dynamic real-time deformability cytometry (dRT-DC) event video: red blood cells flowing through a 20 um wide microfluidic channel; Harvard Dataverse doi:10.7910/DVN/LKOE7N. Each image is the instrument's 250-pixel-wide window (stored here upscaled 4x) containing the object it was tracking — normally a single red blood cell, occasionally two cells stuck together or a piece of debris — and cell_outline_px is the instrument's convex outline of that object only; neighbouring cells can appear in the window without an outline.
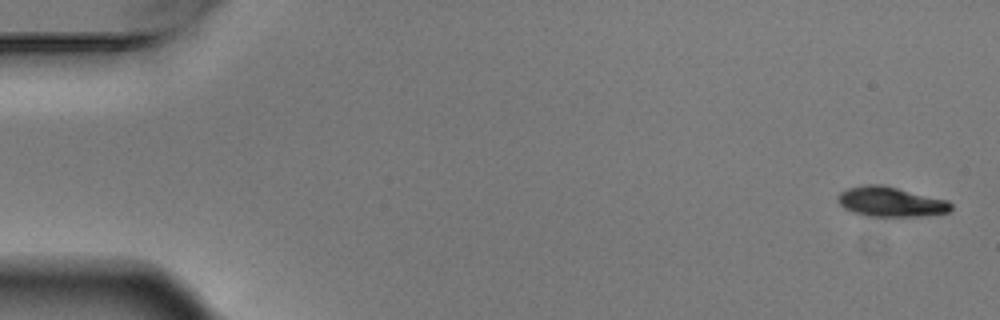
{"species": "Egyptian fruit bat (a non-hibernating species)", "species_latin": "Rousettus aegyptiacus", "temperature_condition": "warm", "stored_images_in_passage": 5, "camera_frame_rate_fps": 3000, "um_per_image_px": 0.085, "animal": {"sex": "male"}, "frame": {"image": 1, "passage_image": 1, "time_ms": 0.0, "image_size_px": [1000, 320], "cell_outline_px": [[952, 208], [948, 212], [924, 216], [868, 216], [852, 212], [844, 208], [840, 204], [836, 196], [840, 192], [848, 188], [864, 184], [880, 184], [948, 200], [952, 204]], "centroid_in_image_um": [75.69, 17.15], "position_along_channel_um": 9.3, "area_um2": 19.65}}
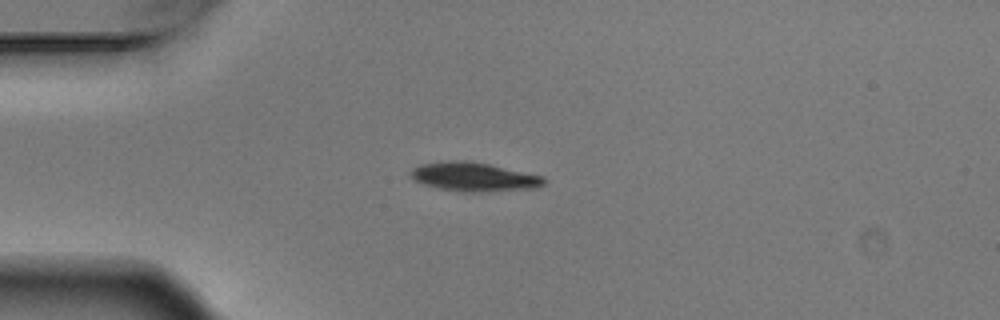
{"frame": {"image": 2, "passage_image": 4, "time_ms": 1.0, "image_size_px": [1000, 320], "cell_outline_px": [[548, 180], [544, 184], [532, 188], [480, 192], [468, 192], [440, 188], [424, 184], [412, 180], [408, 176], [408, 172], [412, 168], [420, 164], [448, 160], [468, 160], [488, 164], [544, 176]], "centroid_in_image_um": [40.23, 15.02], "position_along_channel_um": 44.8, "area_um2": 22.54}}